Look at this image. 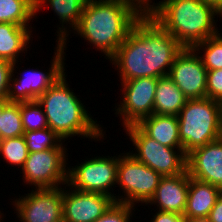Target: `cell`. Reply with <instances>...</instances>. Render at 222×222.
Returning <instances> with one entry per match:
<instances>
[{
  "label": "cell",
  "mask_w": 222,
  "mask_h": 222,
  "mask_svg": "<svg viewBox=\"0 0 222 222\" xmlns=\"http://www.w3.org/2000/svg\"><path fill=\"white\" fill-rule=\"evenodd\" d=\"M183 48L145 12L110 61L118 68L121 81L160 78L169 75L176 56Z\"/></svg>",
  "instance_id": "cell-1"
},
{
  "label": "cell",
  "mask_w": 222,
  "mask_h": 222,
  "mask_svg": "<svg viewBox=\"0 0 222 222\" xmlns=\"http://www.w3.org/2000/svg\"><path fill=\"white\" fill-rule=\"evenodd\" d=\"M145 12L138 0H87L74 31L110 60Z\"/></svg>",
  "instance_id": "cell-2"
},
{
  "label": "cell",
  "mask_w": 222,
  "mask_h": 222,
  "mask_svg": "<svg viewBox=\"0 0 222 222\" xmlns=\"http://www.w3.org/2000/svg\"><path fill=\"white\" fill-rule=\"evenodd\" d=\"M146 12L184 48L219 33L214 19L219 12L201 0H163L149 4Z\"/></svg>",
  "instance_id": "cell-3"
},
{
  "label": "cell",
  "mask_w": 222,
  "mask_h": 222,
  "mask_svg": "<svg viewBox=\"0 0 222 222\" xmlns=\"http://www.w3.org/2000/svg\"><path fill=\"white\" fill-rule=\"evenodd\" d=\"M67 75L58 79L37 100L43 106L47 118L48 128L54 131L64 141L68 137L83 136L95 138L97 141L104 138L103 132L97 121L87 112L84 103H81L73 90L66 82Z\"/></svg>",
  "instance_id": "cell-4"
},
{
  "label": "cell",
  "mask_w": 222,
  "mask_h": 222,
  "mask_svg": "<svg viewBox=\"0 0 222 222\" xmlns=\"http://www.w3.org/2000/svg\"><path fill=\"white\" fill-rule=\"evenodd\" d=\"M183 152L214 142L222 137V103L210 98L188 99L177 115Z\"/></svg>",
  "instance_id": "cell-5"
},
{
  "label": "cell",
  "mask_w": 222,
  "mask_h": 222,
  "mask_svg": "<svg viewBox=\"0 0 222 222\" xmlns=\"http://www.w3.org/2000/svg\"><path fill=\"white\" fill-rule=\"evenodd\" d=\"M137 153H130L161 176H175L186 171L187 155L183 148H170L148 137L136 124L125 127ZM177 150V151H176Z\"/></svg>",
  "instance_id": "cell-6"
},
{
  "label": "cell",
  "mask_w": 222,
  "mask_h": 222,
  "mask_svg": "<svg viewBox=\"0 0 222 222\" xmlns=\"http://www.w3.org/2000/svg\"><path fill=\"white\" fill-rule=\"evenodd\" d=\"M119 155L117 184L124 196L115 197V202L134 206L141 202L147 204L153 197L161 175L147 165L136 160L130 152ZM136 202V203H135Z\"/></svg>",
  "instance_id": "cell-7"
},
{
  "label": "cell",
  "mask_w": 222,
  "mask_h": 222,
  "mask_svg": "<svg viewBox=\"0 0 222 222\" xmlns=\"http://www.w3.org/2000/svg\"><path fill=\"white\" fill-rule=\"evenodd\" d=\"M95 157L87 159L78 166L68 167L66 186L83 192L100 193L114 198L110 191L117 183L118 157Z\"/></svg>",
  "instance_id": "cell-8"
},
{
  "label": "cell",
  "mask_w": 222,
  "mask_h": 222,
  "mask_svg": "<svg viewBox=\"0 0 222 222\" xmlns=\"http://www.w3.org/2000/svg\"><path fill=\"white\" fill-rule=\"evenodd\" d=\"M55 48V56L52 57L51 67L46 73L29 70L25 72V76H20L19 79L17 77L14 78L15 74L13 73L15 72L16 62L13 63L6 99L8 102L19 103L37 100L65 74L64 50L66 49H64L65 47L61 43H58Z\"/></svg>",
  "instance_id": "cell-9"
},
{
  "label": "cell",
  "mask_w": 222,
  "mask_h": 222,
  "mask_svg": "<svg viewBox=\"0 0 222 222\" xmlns=\"http://www.w3.org/2000/svg\"><path fill=\"white\" fill-rule=\"evenodd\" d=\"M66 148H53L41 152H29L21 169L24 183L36 189L57 188L67 184Z\"/></svg>",
  "instance_id": "cell-10"
},
{
  "label": "cell",
  "mask_w": 222,
  "mask_h": 222,
  "mask_svg": "<svg viewBox=\"0 0 222 222\" xmlns=\"http://www.w3.org/2000/svg\"><path fill=\"white\" fill-rule=\"evenodd\" d=\"M157 81L158 78L143 77L121 82L123 101L115 114L123 117L124 128L153 114Z\"/></svg>",
  "instance_id": "cell-11"
},
{
  "label": "cell",
  "mask_w": 222,
  "mask_h": 222,
  "mask_svg": "<svg viewBox=\"0 0 222 222\" xmlns=\"http://www.w3.org/2000/svg\"><path fill=\"white\" fill-rule=\"evenodd\" d=\"M63 188L32 189L13 203L21 222H57L63 219Z\"/></svg>",
  "instance_id": "cell-12"
},
{
  "label": "cell",
  "mask_w": 222,
  "mask_h": 222,
  "mask_svg": "<svg viewBox=\"0 0 222 222\" xmlns=\"http://www.w3.org/2000/svg\"><path fill=\"white\" fill-rule=\"evenodd\" d=\"M198 54L193 48H183L168 75L188 99L207 97V69Z\"/></svg>",
  "instance_id": "cell-13"
},
{
  "label": "cell",
  "mask_w": 222,
  "mask_h": 222,
  "mask_svg": "<svg viewBox=\"0 0 222 222\" xmlns=\"http://www.w3.org/2000/svg\"><path fill=\"white\" fill-rule=\"evenodd\" d=\"M115 203L111 196L100 193L64 190L62 195L64 222H94Z\"/></svg>",
  "instance_id": "cell-14"
},
{
  "label": "cell",
  "mask_w": 222,
  "mask_h": 222,
  "mask_svg": "<svg viewBox=\"0 0 222 222\" xmlns=\"http://www.w3.org/2000/svg\"><path fill=\"white\" fill-rule=\"evenodd\" d=\"M186 170L190 177L222 190V137L188 153Z\"/></svg>",
  "instance_id": "cell-15"
},
{
  "label": "cell",
  "mask_w": 222,
  "mask_h": 222,
  "mask_svg": "<svg viewBox=\"0 0 222 222\" xmlns=\"http://www.w3.org/2000/svg\"><path fill=\"white\" fill-rule=\"evenodd\" d=\"M190 176L187 170L175 176H162L158 187L147 203L157 205L159 211L184 215L189 190ZM159 206V207H158Z\"/></svg>",
  "instance_id": "cell-16"
},
{
  "label": "cell",
  "mask_w": 222,
  "mask_h": 222,
  "mask_svg": "<svg viewBox=\"0 0 222 222\" xmlns=\"http://www.w3.org/2000/svg\"><path fill=\"white\" fill-rule=\"evenodd\" d=\"M222 190L190 177L184 217L187 222H205Z\"/></svg>",
  "instance_id": "cell-17"
},
{
  "label": "cell",
  "mask_w": 222,
  "mask_h": 222,
  "mask_svg": "<svg viewBox=\"0 0 222 222\" xmlns=\"http://www.w3.org/2000/svg\"><path fill=\"white\" fill-rule=\"evenodd\" d=\"M148 137L170 148H183L176 115L152 114L136 124Z\"/></svg>",
  "instance_id": "cell-18"
},
{
  "label": "cell",
  "mask_w": 222,
  "mask_h": 222,
  "mask_svg": "<svg viewBox=\"0 0 222 222\" xmlns=\"http://www.w3.org/2000/svg\"><path fill=\"white\" fill-rule=\"evenodd\" d=\"M86 2L87 0H35V14L39 12L42 6H45L44 4L47 3L51 6L62 24V28L58 27V41L56 42L66 47V42L68 40L66 37L70 34H67L69 33V29L64 25L69 23L70 25L68 26L73 28V30L78 26Z\"/></svg>",
  "instance_id": "cell-19"
},
{
  "label": "cell",
  "mask_w": 222,
  "mask_h": 222,
  "mask_svg": "<svg viewBox=\"0 0 222 222\" xmlns=\"http://www.w3.org/2000/svg\"><path fill=\"white\" fill-rule=\"evenodd\" d=\"M29 28V29H28ZM31 28L13 23H0V59L17 62L30 43Z\"/></svg>",
  "instance_id": "cell-20"
},
{
  "label": "cell",
  "mask_w": 222,
  "mask_h": 222,
  "mask_svg": "<svg viewBox=\"0 0 222 222\" xmlns=\"http://www.w3.org/2000/svg\"><path fill=\"white\" fill-rule=\"evenodd\" d=\"M188 98L169 76L158 78L153 113L158 115H178Z\"/></svg>",
  "instance_id": "cell-21"
},
{
  "label": "cell",
  "mask_w": 222,
  "mask_h": 222,
  "mask_svg": "<svg viewBox=\"0 0 222 222\" xmlns=\"http://www.w3.org/2000/svg\"><path fill=\"white\" fill-rule=\"evenodd\" d=\"M35 0H0V23H13L29 27V21L36 18Z\"/></svg>",
  "instance_id": "cell-22"
},
{
  "label": "cell",
  "mask_w": 222,
  "mask_h": 222,
  "mask_svg": "<svg viewBox=\"0 0 222 222\" xmlns=\"http://www.w3.org/2000/svg\"><path fill=\"white\" fill-rule=\"evenodd\" d=\"M24 138L28 152H41L53 148H65L63 147L64 141L50 128H44L40 130H33L24 132Z\"/></svg>",
  "instance_id": "cell-23"
},
{
  "label": "cell",
  "mask_w": 222,
  "mask_h": 222,
  "mask_svg": "<svg viewBox=\"0 0 222 222\" xmlns=\"http://www.w3.org/2000/svg\"><path fill=\"white\" fill-rule=\"evenodd\" d=\"M24 135L20 102H9L2 110L0 140Z\"/></svg>",
  "instance_id": "cell-24"
},
{
  "label": "cell",
  "mask_w": 222,
  "mask_h": 222,
  "mask_svg": "<svg viewBox=\"0 0 222 222\" xmlns=\"http://www.w3.org/2000/svg\"><path fill=\"white\" fill-rule=\"evenodd\" d=\"M193 49L196 52L200 49L204 50V55L199 57L207 71L222 69V35L220 33L196 44Z\"/></svg>",
  "instance_id": "cell-25"
},
{
  "label": "cell",
  "mask_w": 222,
  "mask_h": 222,
  "mask_svg": "<svg viewBox=\"0 0 222 222\" xmlns=\"http://www.w3.org/2000/svg\"><path fill=\"white\" fill-rule=\"evenodd\" d=\"M28 148L24 136L6 138L0 140V155L10 165L23 168L28 157Z\"/></svg>",
  "instance_id": "cell-26"
},
{
  "label": "cell",
  "mask_w": 222,
  "mask_h": 222,
  "mask_svg": "<svg viewBox=\"0 0 222 222\" xmlns=\"http://www.w3.org/2000/svg\"><path fill=\"white\" fill-rule=\"evenodd\" d=\"M43 106L38 100L20 102V114L24 132L48 128Z\"/></svg>",
  "instance_id": "cell-27"
},
{
  "label": "cell",
  "mask_w": 222,
  "mask_h": 222,
  "mask_svg": "<svg viewBox=\"0 0 222 222\" xmlns=\"http://www.w3.org/2000/svg\"><path fill=\"white\" fill-rule=\"evenodd\" d=\"M134 206L115 202L101 217L94 222H130Z\"/></svg>",
  "instance_id": "cell-28"
},
{
  "label": "cell",
  "mask_w": 222,
  "mask_h": 222,
  "mask_svg": "<svg viewBox=\"0 0 222 222\" xmlns=\"http://www.w3.org/2000/svg\"><path fill=\"white\" fill-rule=\"evenodd\" d=\"M207 98L222 103V69L207 71Z\"/></svg>",
  "instance_id": "cell-29"
},
{
  "label": "cell",
  "mask_w": 222,
  "mask_h": 222,
  "mask_svg": "<svg viewBox=\"0 0 222 222\" xmlns=\"http://www.w3.org/2000/svg\"><path fill=\"white\" fill-rule=\"evenodd\" d=\"M12 65V62L0 59V100L7 99L9 79L12 73Z\"/></svg>",
  "instance_id": "cell-30"
},
{
  "label": "cell",
  "mask_w": 222,
  "mask_h": 222,
  "mask_svg": "<svg viewBox=\"0 0 222 222\" xmlns=\"http://www.w3.org/2000/svg\"><path fill=\"white\" fill-rule=\"evenodd\" d=\"M150 222H187V220L177 213L158 211Z\"/></svg>",
  "instance_id": "cell-31"
},
{
  "label": "cell",
  "mask_w": 222,
  "mask_h": 222,
  "mask_svg": "<svg viewBox=\"0 0 222 222\" xmlns=\"http://www.w3.org/2000/svg\"><path fill=\"white\" fill-rule=\"evenodd\" d=\"M205 222H222V193L218 196Z\"/></svg>",
  "instance_id": "cell-32"
},
{
  "label": "cell",
  "mask_w": 222,
  "mask_h": 222,
  "mask_svg": "<svg viewBox=\"0 0 222 222\" xmlns=\"http://www.w3.org/2000/svg\"><path fill=\"white\" fill-rule=\"evenodd\" d=\"M201 1L208 5H211L217 11H219L222 8V0H201Z\"/></svg>",
  "instance_id": "cell-33"
},
{
  "label": "cell",
  "mask_w": 222,
  "mask_h": 222,
  "mask_svg": "<svg viewBox=\"0 0 222 222\" xmlns=\"http://www.w3.org/2000/svg\"><path fill=\"white\" fill-rule=\"evenodd\" d=\"M7 100H0V129H1V116L3 108L8 104Z\"/></svg>",
  "instance_id": "cell-34"
},
{
  "label": "cell",
  "mask_w": 222,
  "mask_h": 222,
  "mask_svg": "<svg viewBox=\"0 0 222 222\" xmlns=\"http://www.w3.org/2000/svg\"><path fill=\"white\" fill-rule=\"evenodd\" d=\"M218 12H219V15L222 17V8Z\"/></svg>",
  "instance_id": "cell-35"
}]
</instances>
